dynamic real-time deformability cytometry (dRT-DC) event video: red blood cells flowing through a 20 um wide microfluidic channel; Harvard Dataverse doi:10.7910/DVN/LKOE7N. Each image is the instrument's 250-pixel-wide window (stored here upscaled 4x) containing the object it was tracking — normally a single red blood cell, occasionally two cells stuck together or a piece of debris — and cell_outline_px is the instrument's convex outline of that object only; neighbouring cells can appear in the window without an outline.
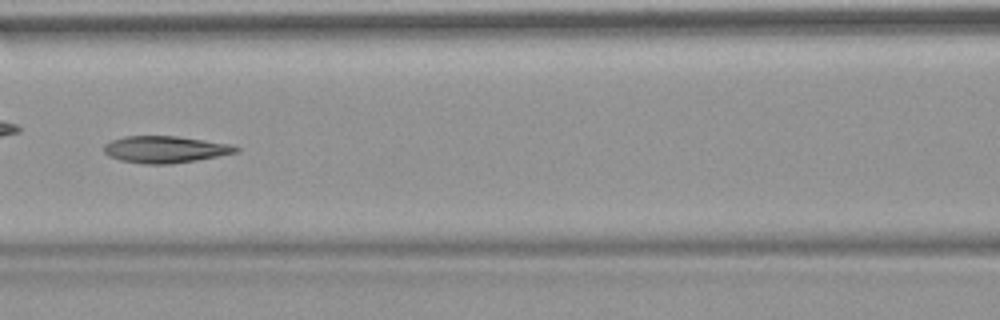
{"species": "common noctule bat (a hibernating species)", "species_latin": "Nyctalus noctula", "temperature_condition": "warm", "stored_images_in_passage": 52, "camera_frame_rate_fps": 3000, "um_per_image_px": 0.085, "animal": {"sex": "female", "body_mass_g": 18.4}, "frame": {"image": 1, "passage_image": 23, "time_ms": 7.333, "image_size_px": [1000, 320], "cell_outline_px": [[240, 152], [196, 160], [172, 164], [144, 164], [120, 160], [108, 156], [104, 152], [104, 144], [112, 140], [124, 136], [176, 136], [204, 140], [228, 144], [240, 148]], "centroid_in_image_um": [14.02, 12.7], "position_along_channel_um": 152.6, "area_um2": 20.63}}
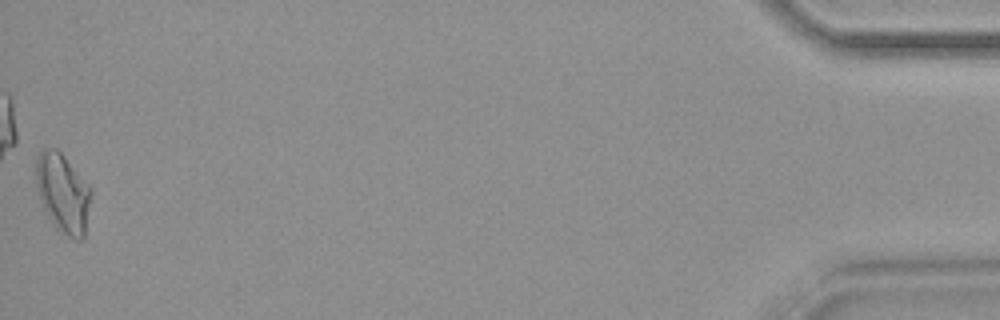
{"frame": {"image": 2, "passage_image": 52, "time_ms": 17.0, "image_size_px": [1000, 320], "cell_outline_px": [[92, 192], [84, 236], [80, 240], [76, 240], [68, 236], [56, 228], [52, 224], [44, 208], [36, 184], [36, 160], [40, 152], [44, 148], [56, 148], [64, 156], [92, 188]], "centroid_in_image_um": [5.36, 16.41], "position_along_channel_um": 429.8, "area_um2": 25.14}, "authors_computed_cell_mechanics": {"area_um2": 21.5883, "velocity_mm_per_s": 3.8331, "shape_relaxation_time_tau1_ms": null, "shape_relaxation_time_tau2_ms": 4.066, "deformation_change_tau1": null, "deformation_change_tau2": 0.1292}}